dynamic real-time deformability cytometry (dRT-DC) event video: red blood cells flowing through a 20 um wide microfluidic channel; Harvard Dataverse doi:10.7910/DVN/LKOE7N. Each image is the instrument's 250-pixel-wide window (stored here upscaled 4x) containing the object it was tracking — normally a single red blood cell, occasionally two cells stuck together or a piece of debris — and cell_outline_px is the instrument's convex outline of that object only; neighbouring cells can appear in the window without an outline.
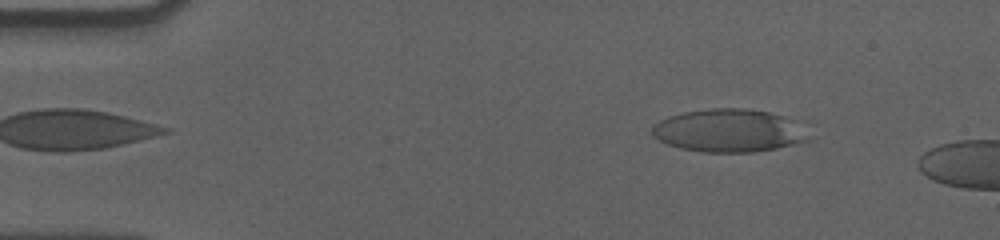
{"species": "human", "species_latin": "Homo sapiens", "temperature_condition": "cold", "stored_images_in_passage": 12, "camera_frame_rate_fps": 3000, "um_per_image_px": 0.085, "donor": {"sex": "male"}, "frame": {"image": 1, "passage_image": 6, "time_ms": 1.667, "image_size_px": [1000, 240], "cell_outline_px": [[808, 140], [776, 148], [756, 152], [704, 152], [680, 148], [668, 144], [660, 140], [652, 132], [652, 124], [668, 116], [684, 112], [712, 108], [744, 108], [768, 112], [796, 120]], "centroid_in_image_um": [61.91, 11.09], "position_along_channel_um": 23.1, "area_um2": 38.73}}